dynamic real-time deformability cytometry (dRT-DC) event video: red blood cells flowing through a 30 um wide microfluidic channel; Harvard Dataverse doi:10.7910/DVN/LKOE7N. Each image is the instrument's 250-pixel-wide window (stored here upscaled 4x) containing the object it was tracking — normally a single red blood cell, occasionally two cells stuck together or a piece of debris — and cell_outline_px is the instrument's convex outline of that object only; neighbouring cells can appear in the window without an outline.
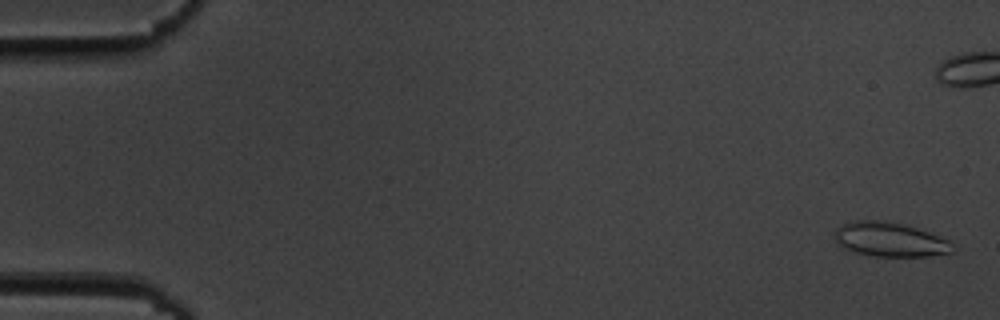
{"species": "common noctule bat (a hibernating species)", "species_latin": "Nyctalus noctula", "temperature_condition": "cold", "stored_images_in_passage": 56, "camera_frame_rate_fps": 3000, "um_per_image_px": 0.085, "animal": {"sex": "male", "body_mass_g": 19.5, "forearm_length_mm": 54.6}, "frame": {"image": 1, "passage_image": 2, "time_ms": 0.333, "image_size_px": [1000, 320], "cell_outline_px": [[952, 252], [928, 256], [872, 256], [856, 252], [844, 248], [836, 244], [836, 228], [848, 220], [880, 220], [908, 224], [948, 240], [952, 244]], "centroid_in_image_um": [75.6, 20.34], "position_along_channel_um": 9.4, "area_um2": 23.64}}
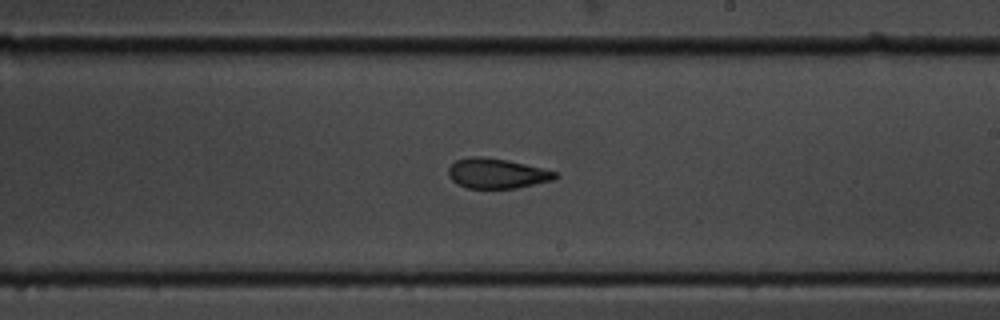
{"frame": {"image": 2, "passage_image": 33, "time_ms": 10.667, "image_size_px": [1000, 320], "cell_outline_px": [[560, 176], [556, 180], [516, 188], [468, 188], [452, 180], [448, 176], [448, 168], [456, 160], [468, 156], [480, 156], [508, 160], [556, 172]], "centroid_in_image_um": [42.24, 14.74], "position_along_channel_um": 246.8, "area_um2": 18.67}}
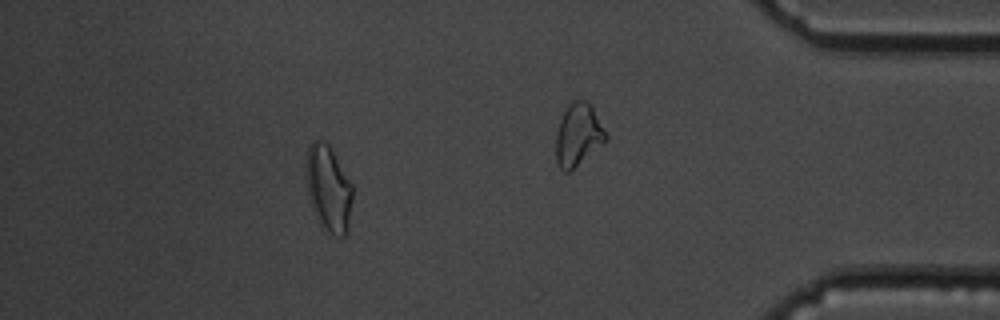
{"frame": {"image": 3, "passage_image": 50, "time_ms": 16.333, "image_size_px": [1000, 320], "cell_outline_px": [[352, 200], [348, 232], [344, 236], [340, 236], [332, 232], [320, 224], [312, 208], [308, 196], [304, 168], [304, 164], [308, 144], [312, 140], [324, 140], [332, 148], [352, 184]], "centroid_in_image_um": [27.89, 15.94], "position_along_channel_um": 407.3, "area_um2": 23.7}, "authors_computed_cell_mechanics": {"area_um2": 20.5768, "velocity_mm_per_s": 3.657, "shape_relaxation_time_tau1_ms": 9.0275, "shape_relaxation_time_tau2_ms": 2.2633, "deformation_change_tau1": 0.1694, "deformation_change_tau2": 0.0866}}